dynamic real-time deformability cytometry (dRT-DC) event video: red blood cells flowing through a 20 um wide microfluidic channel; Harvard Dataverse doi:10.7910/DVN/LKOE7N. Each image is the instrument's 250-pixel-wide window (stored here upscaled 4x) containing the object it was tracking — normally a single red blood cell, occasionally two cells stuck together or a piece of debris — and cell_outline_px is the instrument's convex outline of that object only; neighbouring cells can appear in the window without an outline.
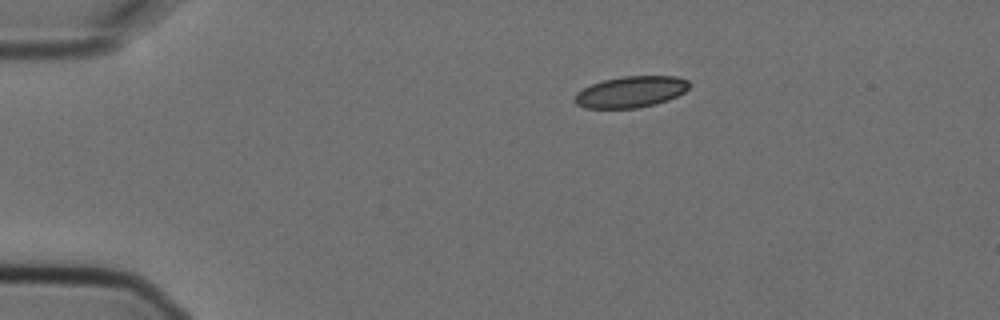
{"species": "Egyptian fruit bat (a non-hibernating species)", "species_latin": "Rousettus aegyptiacus", "temperature_condition": "cold", "stored_images_in_passage": 5, "camera_frame_rate_fps": 3000, "um_per_image_px": 0.085, "animal": {"sex": "female"}, "frame": {"image": 1, "passage_image": 1, "time_ms": 0.0, "image_size_px": [1000, 320], "cell_outline_px": [[688, 88], [684, 92], [668, 100], [656, 104], [636, 108], [584, 108], [576, 104], [572, 100], [572, 96], [576, 92], [592, 84], [604, 80], [624, 76], [676, 76], [688, 80]], "centroid_in_image_um": [53.58, 7.81], "position_along_channel_um": 31.4, "area_um2": 20.92}}
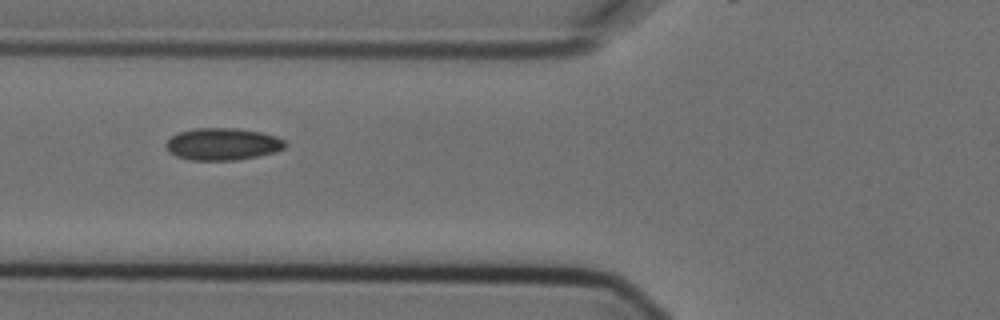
{"frame": {"image": 2, "passage_image": 4, "time_ms": 1.0, "image_size_px": [1000, 320], "cell_outline_px": [[288, 144], [284, 148], [276, 152], [236, 160], [192, 160], [176, 156], [168, 152], [164, 148], [164, 144], [172, 136], [180, 132], [196, 128], [236, 128], [260, 132], [276, 136], [284, 140]], "centroid_in_image_um": [18.91, 12.25], "position_along_channel_um": 106.9, "area_um2": 22.37}}
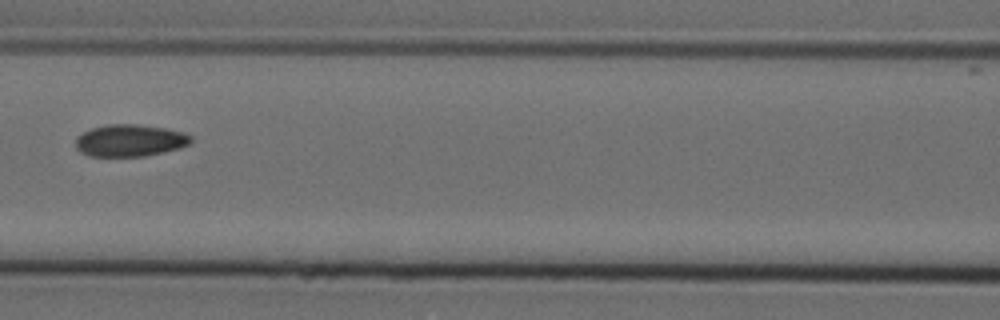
{"frame": {"image": 3, "passage_image": 5, "time_ms": 1.333, "image_size_px": [1000, 320], "cell_outline_px": [[192, 144], [180, 148], [164, 152], [144, 156], [88, 156], [80, 152], [76, 148], [76, 136], [92, 128], [108, 124], [136, 124], [164, 128], [184, 132], [192, 136]], "centroid_in_image_um": [11.06, 11.94], "position_along_channel_um": 155.5, "area_um2": 21.68}}